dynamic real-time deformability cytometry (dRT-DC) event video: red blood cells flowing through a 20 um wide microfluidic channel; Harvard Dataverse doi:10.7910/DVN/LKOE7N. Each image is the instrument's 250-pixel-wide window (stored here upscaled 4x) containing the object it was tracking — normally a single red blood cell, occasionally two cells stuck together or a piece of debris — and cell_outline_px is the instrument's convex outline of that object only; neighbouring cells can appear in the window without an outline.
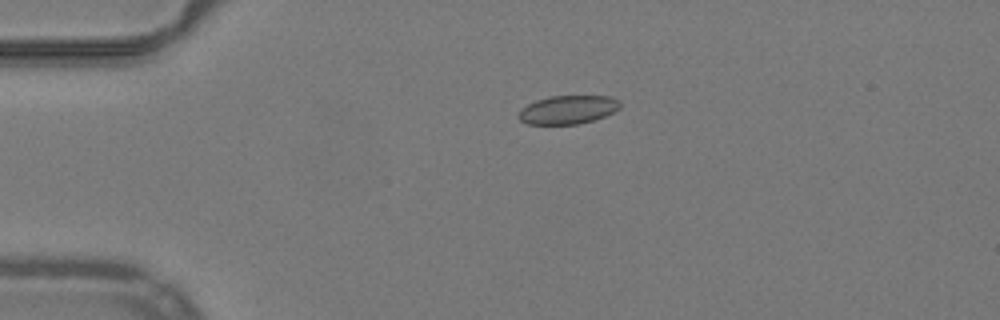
{"species": "common noctule bat (a hibernating species)", "species_latin": "Nyctalus noctula", "temperature_condition": "warm", "stored_images_in_passage": 42, "camera_frame_rate_fps": 3000, "um_per_image_px": 0.085, "animal": {"sex": "male", "body_mass_g": 19.2, "forearm_length_mm": 51.8}, "frame": {"image": 1, "passage_image": 2, "time_ms": 0.333, "image_size_px": [1000, 320], "cell_outline_px": [[620, 108], [604, 116], [580, 124], [528, 124], [520, 120], [516, 116], [520, 108], [536, 100], [548, 96], [612, 96], [620, 100]], "centroid_in_image_um": [48.24, 9.32], "position_along_channel_um": 36.8, "area_um2": 16.99}}
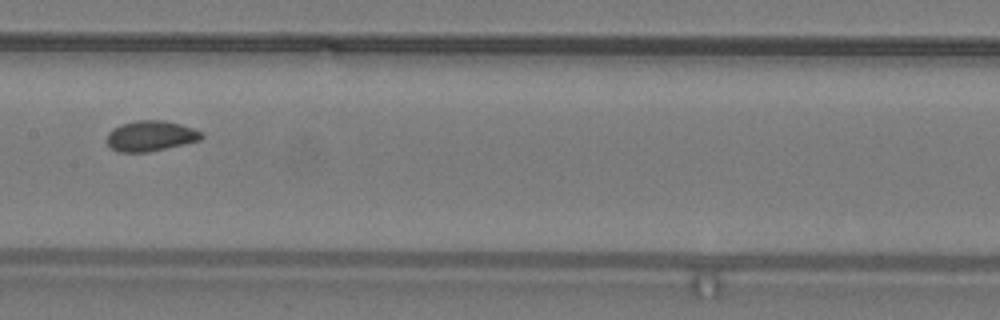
{"frame": {"image": 2, "passage_image": 17, "time_ms": 5.333, "image_size_px": [1000, 320], "cell_outline_px": [[204, 136], [200, 140], [184, 144], [148, 152], [120, 152], [112, 148], [108, 144], [108, 132], [112, 128], [120, 124], [136, 120], [164, 120], [180, 124], [204, 132]], "centroid_in_image_um": [12.82, 11.54], "position_along_channel_um": 194.6, "area_um2": 16.82}}
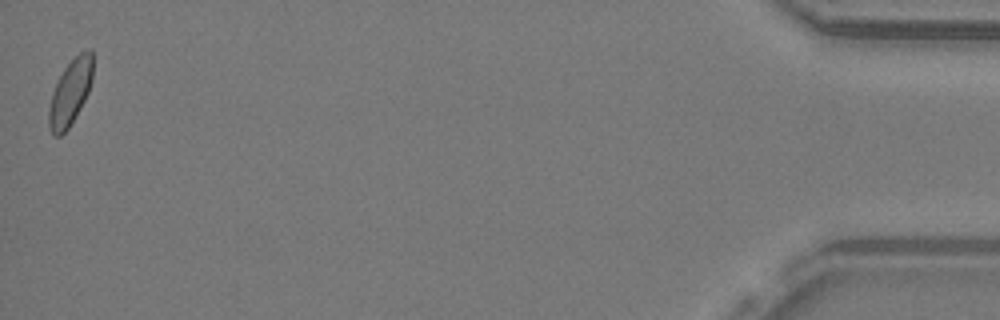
{"frame": {"image": 3, "passage_image": 42, "time_ms": 13.667, "image_size_px": [1000, 320], "cell_outline_px": [[92, 80], [88, 92], [80, 108], [68, 128], [60, 136], [52, 136], [48, 128], [48, 108], [52, 92], [64, 68], [80, 52], [88, 48], [92, 48]], "centroid_in_image_um": [5.95, 7.87], "position_along_channel_um": 429.2, "area_um2": 16.76}, "authors_computed_cell_mechanics": {"area_um2": 16.8198, "velocity_mm_per_s": 3.9672, "shape_relaxation_time_tau1_ms": null, "shape_relaxation_time_tau2_ms": 0.8287, "deformation_change_tau1": null, "deformation_change_tau2": 0.0479}}